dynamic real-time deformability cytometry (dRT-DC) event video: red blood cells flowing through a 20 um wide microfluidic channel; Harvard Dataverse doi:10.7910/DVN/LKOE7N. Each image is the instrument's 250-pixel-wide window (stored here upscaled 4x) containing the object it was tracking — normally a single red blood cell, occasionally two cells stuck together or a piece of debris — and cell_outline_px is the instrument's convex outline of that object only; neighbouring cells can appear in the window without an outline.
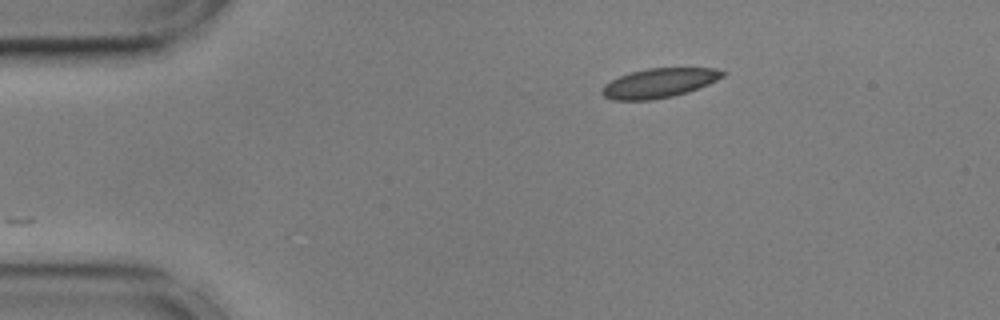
{"species": "common noctule bat (a hibernating species)", "species_latin": "Nyctalus noctula", "temperature_condition": "cold", "stored_images_in_passage": 7, "camera_frame_rate_fps": 3000, "um_per_image_px": 0.085, "animal": {"sex": "male", "body_mass_g": 17.9, "forearm_length_mm": 54.2}, "frame": {"image": 1, "passage_image": 1, "time_ms": 0.0, "image_size_px": [1000, 320], "cell_outline_px": [[728, 72], [724, 76], [708, 84], [688, 92], [672, 96], [652, 100], [612, 100], [604, 96], [600, 92], [600, 88], [604, 84], [620, 76], [632, 72], [648, 68], [716, 68]], "centroid_in_image_um": [56.02, 7.06], "position_along_channel_um": 29.0, "area_um2": 20.69}}